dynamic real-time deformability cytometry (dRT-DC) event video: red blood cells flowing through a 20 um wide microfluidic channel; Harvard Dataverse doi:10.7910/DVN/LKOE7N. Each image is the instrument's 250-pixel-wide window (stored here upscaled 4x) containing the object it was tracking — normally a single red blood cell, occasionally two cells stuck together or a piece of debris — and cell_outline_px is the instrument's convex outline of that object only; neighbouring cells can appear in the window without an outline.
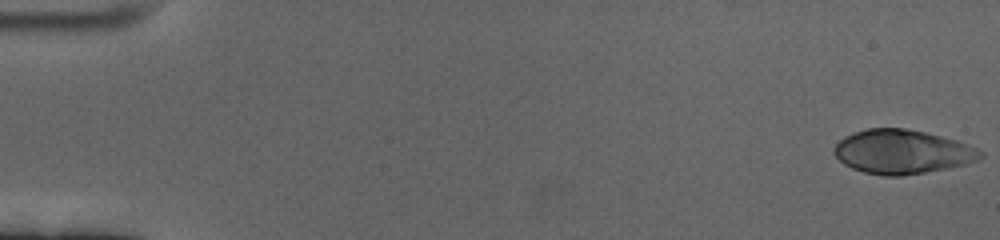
{"species": "human", "species_latin": "Homo sapiens", "temperature_condition": "cold", "stored_images_in_passage": 60, "camera_frame_rate_fps": 3000, "um_per_image_px": 0.085, "donor": {"sex": "female"}, "frame": {"image": 1, "passage_image": 1, "time_ms": 0.0, "image_size_px": [1000, 240], "cell_outline_px": [[984, 156], [976, 160], [964, 164], [924, 172], [900, 176], [884, 176], [864, 172], [852, 168], [844, 164], [832, 152], [832, 148], [844, 136], [852, 132], [868, 128], [904, 128], [924, 132], [956, 140], [968, 144], [984, 152]], "centroid_in_image_um": [76.65, 12.89], "position_along_channel_um": 8.4, "area_um2": 37.4}}
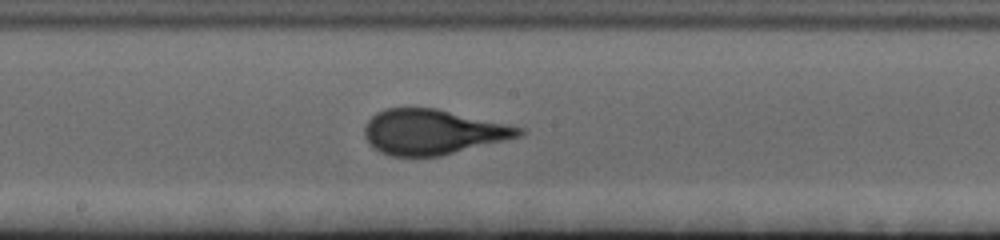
{"frame": {"image": 2, "passage_image": 33, "time_ms": 10.667, "image_size_px": [1000, 240], "cell_outline_px": [[524, 132], [520, 136], [440, 156], [392, 156], [380, 152], [372, 148], [368, 144], [364, 136], [364, 128], [368, 120], [376, 112], [384, 108], [436, 108], [524, 128]], "centroid_in_image_um": [36.71, 11.21], "position_along_channel_um": 211.5, "area_um2": 40.4}}
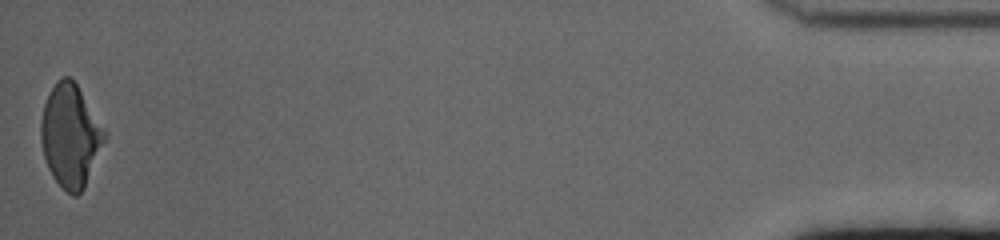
{"frame": {"image": 3, "passage_image": 60, "time_ms": 19.667, "image_size_px": [1000, 240], "cell_outline_px": [[104, 140], [84, 188], [76, 196], [72, 196], [52, 176], [48, 168], [44, 156], [40, 140], [40, 120], [44, 104], [56, 80], [60, 76], [68, 76], [76, 84], [104, 128]], "centroid_in_image_um": [5.94, 11.52], "position_along_channel_um": 429.3, "area_um2": 37.34}, "authors_computed_cell_mechanics": {"area_um2": 39.4196, "velocity_mm_per_s": 3.3818, "shape_relaxation_time_tau1_ms": 4.6383, "shape_relaxation_time_tau2_ms": null, "deformation_change_tau1": 0.1902, "deformation_change_tau2": null}}